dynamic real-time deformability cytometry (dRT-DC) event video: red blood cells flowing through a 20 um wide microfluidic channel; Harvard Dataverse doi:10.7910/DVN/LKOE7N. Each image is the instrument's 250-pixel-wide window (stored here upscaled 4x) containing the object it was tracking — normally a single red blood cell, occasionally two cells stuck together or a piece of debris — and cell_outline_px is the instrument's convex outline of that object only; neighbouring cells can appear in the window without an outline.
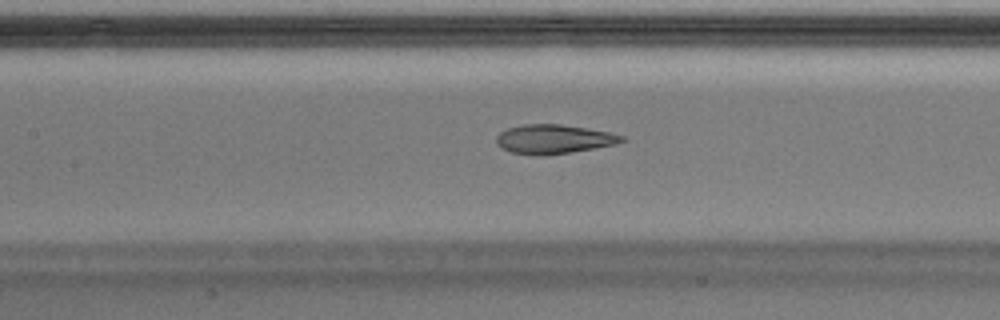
{"species": "Egyptian fruit bat (a non-hibernating species)", "species_latin": "Rousettus aegyptiacus", "temperature_condition": "warm", "stored_images_in_passage": 34, "camera_frame_rate_fps": 3000, "um_per_image_px": 0.085, "animal": {"sex": "male"}, "frame": {"image": 1, "passage_image": 7, "time_ms": 2.0, "image_size_px": [1000, 320], "cell_outline_px": [[628, 140], [616, 144], [568, 152], [536, 156], [532, 156], [512, 152], [496, 144], [496, 136], [500, 132], [508, 128], [524, 124], [560, 124], [608, 132], [624, 136]], "centroid_in_image_um": [47.05, 11.82], "position_along_channel_um": 160.4, "area_um2": 21.04}}
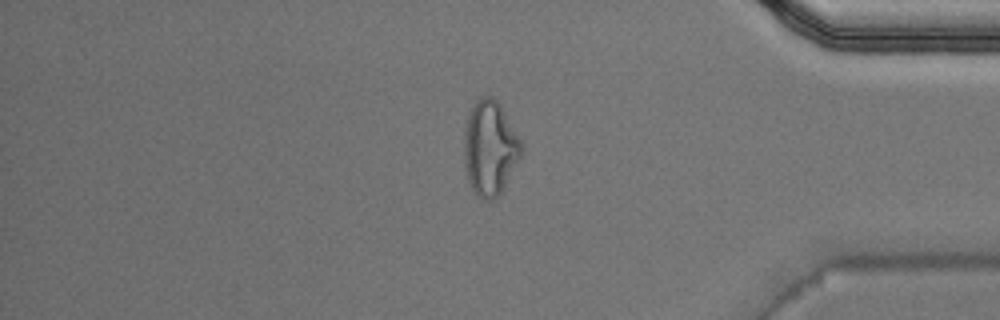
{"frame": {"image": 2, "passage_image": 26, "time_ms": 8.333, "image_size_px": [1000, 320], "cell_outline_px": [[524, 152], [500, 196], [492, 200], [480, 200], [472, 188], [468, 180], [464, 164], [464, 132], [468, 116], [476, 100], [480, 96], [492, 96], [500, 104], [524, 144]], "centroid_in_image_um": [41.68, 12.62], "position_along_channel_um": 393.5, "area_um2": 32.19}}
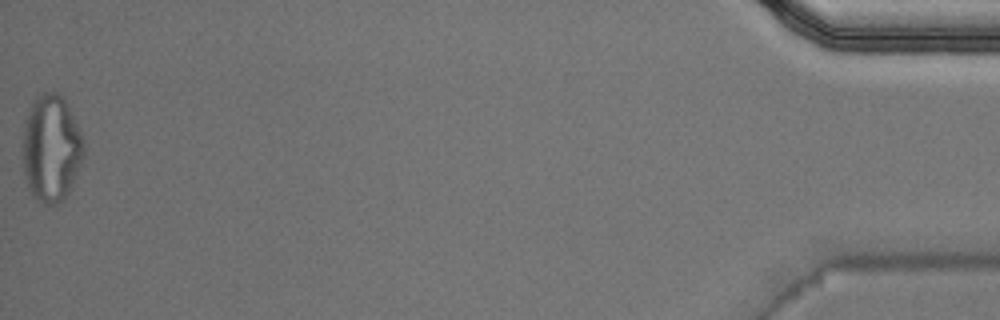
{"frame": {"image": 3, "passage_image": 34, "time_ms": 11.0, "image_size_px": [1000, 320], "cell_outline_px": [[84, 156], [68, 192], [56, 204], [44, 204], [32, 196], [24, 172], [24, 124], [32, 104], [44, 92], [56, 92], [64, 100], [80, 132], [84, 144]], "centroid_in_image_um": [4.36, 12.63], "position_along_channel_um": 430.8, "area_um2": 36.93}}